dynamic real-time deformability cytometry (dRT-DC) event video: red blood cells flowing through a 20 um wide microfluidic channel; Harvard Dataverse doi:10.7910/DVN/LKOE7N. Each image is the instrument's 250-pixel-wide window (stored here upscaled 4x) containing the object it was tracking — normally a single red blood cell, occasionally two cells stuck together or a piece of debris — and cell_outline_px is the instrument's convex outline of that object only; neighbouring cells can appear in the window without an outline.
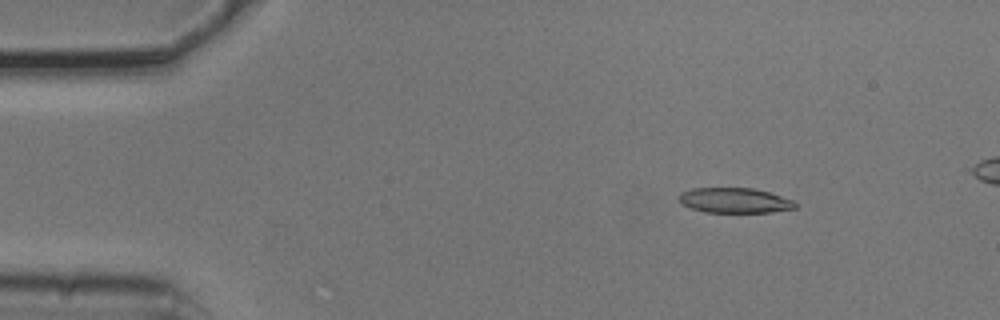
{"species": "common noctule bat (a hibernating species)", "species_latin": "Nyctalus noctula", "temperature_condition": "cold", "stored_images_in_passage": 4, "camera_frame_rate_fps": 3000, "um_per_image_px": 0.085, "animal": {"sex": "male", "body_mass_g": 20.5, "forearm_length_mm": 52.5}, "frame": {"image": 1, "passage_image": 1, "time_ms": 0.0, "image_size_px": [1000, 320], "cell_outline_px": [[796, 208], [772, 212], [704, 212], [680, 204], [676, 196], [680, 192], [692, 188], [752, 188], [768, 192], [792, 200], [796, 204]], "centroid_in_image_um": [62.37, 17.03], "position_along_channel_um": 22.6, "area_um2": 17.05}}